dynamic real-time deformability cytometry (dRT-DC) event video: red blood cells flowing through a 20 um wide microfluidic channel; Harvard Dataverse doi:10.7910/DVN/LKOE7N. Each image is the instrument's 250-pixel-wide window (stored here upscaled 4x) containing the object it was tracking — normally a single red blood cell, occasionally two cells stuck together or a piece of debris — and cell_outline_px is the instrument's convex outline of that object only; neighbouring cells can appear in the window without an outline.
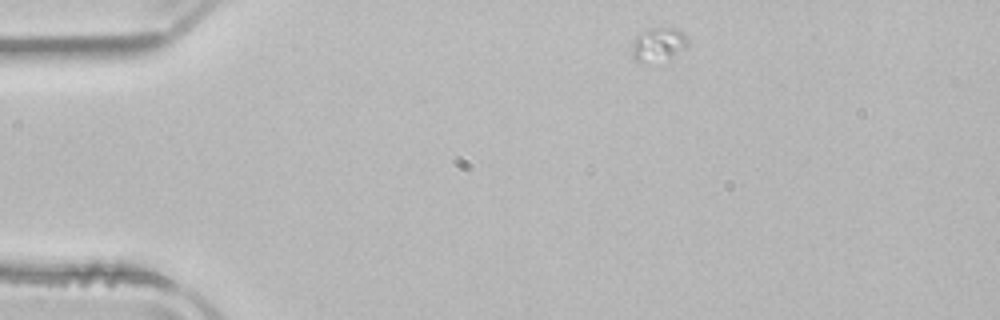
{"species": "common noctule bat (a hibernating species)", "species_latin": "Nyctalus noctula", "temperature_condition": "room temperature", "stored_images_in_passage": 45, "camera_frame_rate_fps": 3000, "um_per_image_px": 0.085, "animal": {"sex": "male", "body_mass_g": 21.5, "forearm_length_mm": 52.0}, "frame": {"image": 1, "passage_image": 1, "time_ms": 0.0, "image_size_px": [1000, 320], "cell_outline_px": [[688, 44], [672, 56], [644, 60], [636, 60], [632, 56], [632, 40], [636, 36], [648, 28], [676, 28], [684, 32], [688, 40]], "centroid_in_image_um": [55.95, 3.69], "position_along_channel_um": 29.1, "area_um2": 10.35}}
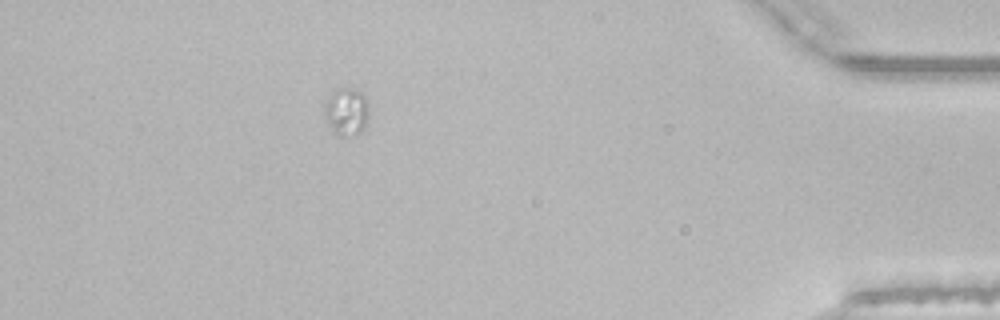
{"frame": {"image": 2, "passage_image": 39, "time_ms": 12.667, "image_size_px": [1000, 320], "cell_outline_px": [[368, 120], [360, 132], [344, 136], [332, 136], [324, 112], [324, 104], [332, 88], [348, 88], [360, 92], [364, 96], [368, 104]], "centroid_in_image_um": [29.4, 9.49], "position_along_channel_um": 405.8, "area_um2": 12.6}}